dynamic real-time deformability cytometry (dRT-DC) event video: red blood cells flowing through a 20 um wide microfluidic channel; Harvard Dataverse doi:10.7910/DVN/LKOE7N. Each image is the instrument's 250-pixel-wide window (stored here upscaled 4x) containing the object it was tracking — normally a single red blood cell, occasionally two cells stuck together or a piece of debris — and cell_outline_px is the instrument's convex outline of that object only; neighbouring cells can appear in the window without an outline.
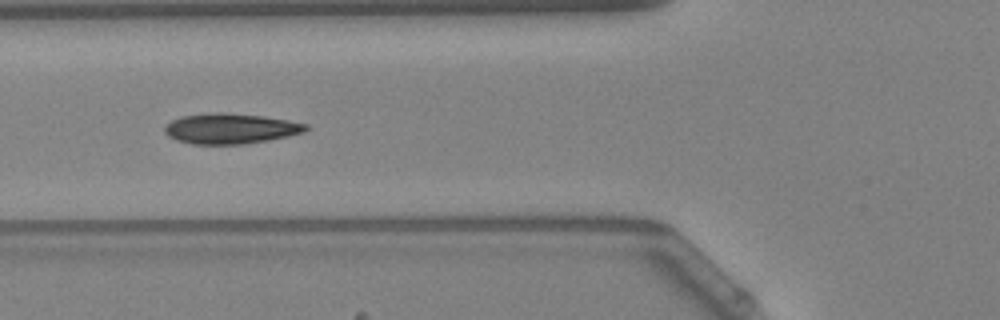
{"species": "Egyptian fruit bat (a non-hibernating species)", "species_latin": "Rousettus aegyptiacus", "temperature_condition": "warm", "stored_images_in_passage": 37, "camera_frame_rate_fps": 3000, "um_per_image_px": 0.085, "animal": {"sex": "female"}, "frame": {"image": 1, "passage_image": 11, "time_ms": 3.333, "image_size_px": [1000, 320], "cell_outline_px": [[308, 128], [304, 132], [288, 136], [244, 144], [192, 144], [176, 140], [168, 136], [164, 132], [164, 128], [172, 120], [184, 116], [216, 112], [224, 112], [264, 116], [288, 120], [308, 124]], "centroid_in_image_um": [19.6, 10.93], "position_along_channel_um": 106.2, "area_um2": 24.85}, "authors_computed_cell_mechanics": {"area_um2": 24.3338, "velocity_mm_per_s": 3.8271, "shape_relaxation_time_tau1_ms": 6.6418, "shape_relaxation_time_tau2_ms": 1.1472, "deformation_change_tau1": 0.2138, "deformation_change_tau2": 0.0591}}